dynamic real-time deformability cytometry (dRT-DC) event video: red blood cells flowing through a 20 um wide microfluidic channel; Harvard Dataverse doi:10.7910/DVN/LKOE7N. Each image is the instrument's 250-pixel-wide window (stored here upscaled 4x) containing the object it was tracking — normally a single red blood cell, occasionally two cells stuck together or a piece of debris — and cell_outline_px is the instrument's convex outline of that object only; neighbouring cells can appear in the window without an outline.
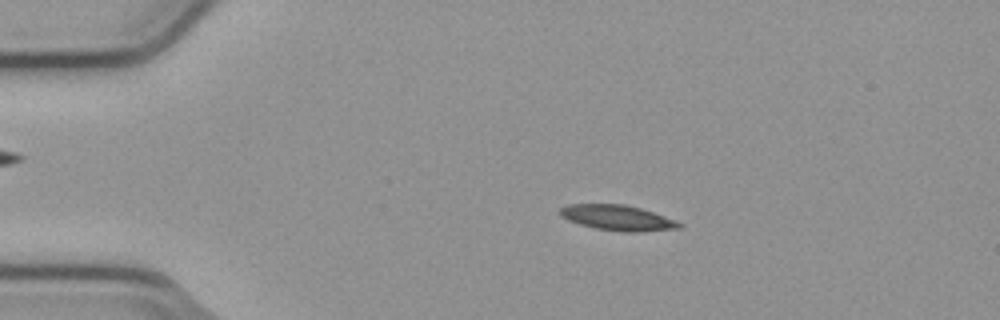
{"species": "common noctule bat (a hibernating species)", "species_latin": "Nyctalus noctula", "temperature_condition": "cold", "stored_images_in_passage": 53, "camera_frame_rate_fps": 3000, "um_per_image_px": 0.085, "animal": {"sex": "male", "body_mass_g": 23.1, "forearm_length_mm": 52.7}, "frame": {"image": 1, "passage_image": 10, "time_ms": 3.0, "image_size_px": [1000, 320], "cell_outline_px": [[684, 224], [680, 228], [636, 232], [624, 232], [596, 228], [580, 224], [568, 220], [560, 216], [560, 208], [568, 204], [624, 204], [640, 208], [676, 220]], "centroid_in_image_um": [52.49, 18.51], "position_along_channel_um": 32.5, "area_um2": 17.51}}
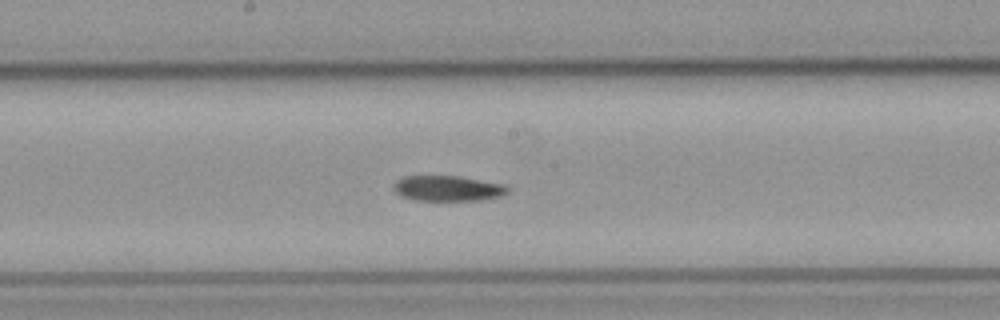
{"frame": {"image": 2, "passage_image": 28, "time_ms": 9.0, "image_size_px": [1000, 320], "cell_outline_px": [[508, 192], [500, 196], [480, 200], [416, 200], [400, 196], [392, 188], [404, 176], [460, 176], [504, 184], [508, 188]], "centroid_in_image_um": [38.08, 16.01], "position_along_channel_um": 210.1, "area_um2": 16.7}}
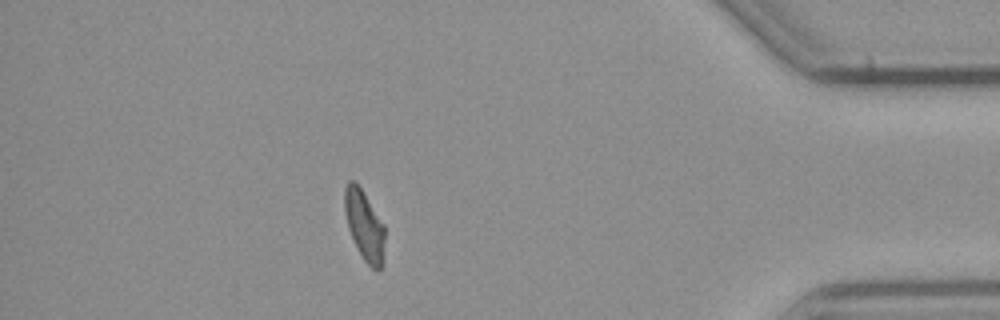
{"frame": {"image": 3, "passage_image": 47, "time_ms": 15.333, "image_size_px": [1000, 320], "cell_outline_px": [[384, 240], [380, 268], [376, 272], [364, 260], [356, 248], [348, 228], [344, 212], [344, 188], [348, 180], [356, 180], [384, 224]], "centroid_in_image_um": [30.93, 19.1], "position_along_channel_um": 404.3, "area_um2": 16.42}, "authors_computed_cell_mechanics": {"area_um2": 16.9932, "velocity_mm_per_s": 3.8007, "shape_relaxation_time_tau1_ms": 4.5785, "shape_relaxation_time_tau2_ms": 7.3291, "deformation_change_tau1": 0.1381, "deformation_change_tau2": 0.1298}}